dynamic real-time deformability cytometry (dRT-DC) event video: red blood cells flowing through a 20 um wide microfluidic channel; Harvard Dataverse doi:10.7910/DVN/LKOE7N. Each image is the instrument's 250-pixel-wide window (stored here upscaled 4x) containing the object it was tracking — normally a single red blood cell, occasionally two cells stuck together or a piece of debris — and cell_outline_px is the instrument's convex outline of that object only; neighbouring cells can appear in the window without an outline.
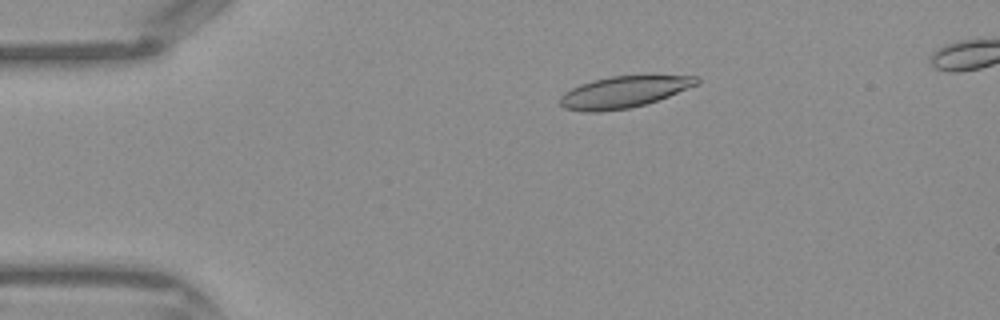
{"species": "Egyptian fruit bat (a non-hibernating species)", "species_latin": "Rousettus aegyptiacus", "temperature_condition": "warm", "stored_images_in_passage": 44, "camera_frame_rate_fps": 3000, "um_per_image_px": 0.085, "frame": {"image": 1, "passage_image": 9, "time_ms": 2.667, "image_size_px": [1000, 320], "cell_outline_px": [[700, 84], [668, 96], [644, 104], [628, 108], [596, 112], [584, 112], [564, 108], [560, 104], [560, 96], [564, 92], [580, 84], [592, 80], [612, 76], [700, 76]], "centroid_in_image_um": [53.01, 7.82], "position_along_channel_um": 32.0, "area_um2": 24.91}}
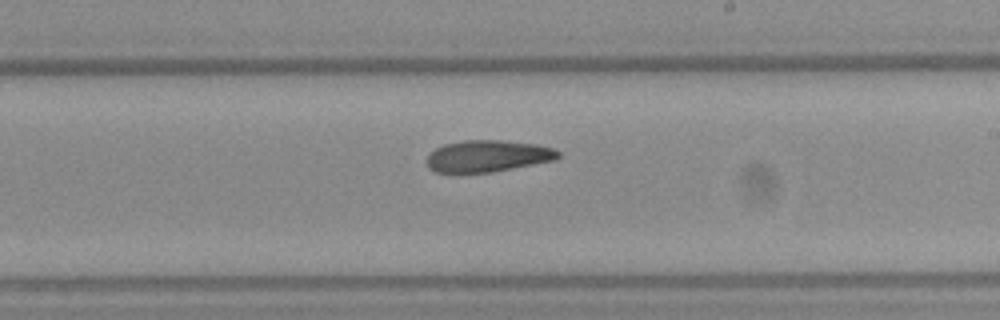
{"frame": {"image": 2, "passage_image": 26, "time_ms": 8.333, "image_size_px": [1000, 320], "cell_outline_px": [[560, 156], [556, 160], [492, 172], [456, 176], [436, 172], [428, 168], [428, 156], [436, 148], [444, 144], [464, 140], [500, 140], [536, 144], [552, 148], [560, 152]], "centroid_in_image_um": [41.41, 13.31], "position_along_channel_um": 247.6, "area_um2": 24.91}}
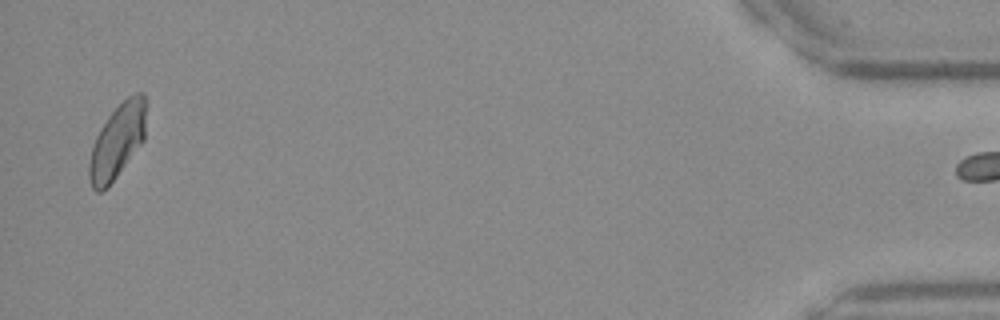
{"frame": {"image": 3, "passage_image": 43, "time_ms": 14.0, "image_size_px": [1000, 320], "cell_outline_px": [[144, 140], [108, 188], [100, 192], [96, 192], [92, 188], [88, 176], [88, 164], [92, 148], [96, 136], [100, 128], [108, 116], [128, 96], [136, 92], [144, 92]], "centroid_in_image_um": [9.93, 12.05], "position_along_channel_um": 425.3, "area_um2": 24.39}}